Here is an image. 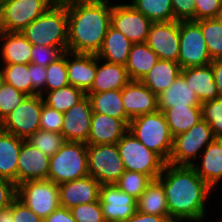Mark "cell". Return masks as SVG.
Masks as SVG:
<instances>
[{
    "label": "cell",
    "mask_w": 222,
    "mask_h": 222,
    "mask_svg": "<svg viewBox=\"0 0 222 222\" xmlns=\"http://www.w3.org/2000/svg\"><path fill=\"white\" fill-rule=\"evenodd\" d=\"M92 114L91 102L87 95L64 112L61 133L65 141L87 143Z\"/></svg>",
    "instance_id": "16"
},
{
    "label": "cell",
    "mask_w": 222,
    "mask_h": 222,
    "mask_svg": "<svg viewBox=\"0 0 222 222\" xmlns=\"http://www.w3.org/2000/svg\"><path fill=\"white\" fill-rule=\"evenodd\" d=\"M122 102L130 119L159 110L157 95L141 81L130 80L122 88Z\"/></svg>",
    "instance_id": "19"
},
{
    "label": "cell",
    "mask_w": 222,
    "mask_h": 222,
    "mask_svg": "<svg viewBox=\"0 0 222 222\" xmlns=\"http://www.w3.org/2000/svg\"><path fill=\"white\" fill-rule=\"evenodd\" d=\"M4 84H5V79L3 74V68L0 67V89L3 87Z\"/></svg>",
    "instance_id": "55"
},
{
    "label": "cell",
    "mask_w": 222,
    "mask_h": 222,
    "mask_svg": "<svg viewBox=\"0 0 222 222\" xmlns=\"http://www.w3.org/2000/svg\"><path fill=\"white\" fill-rule=\"evenodd\" d=\"M210 64L214 72V80L218 88L219 97H222V59L212 60Z\"/></svg>",
    "instance_id": "53"
},
{
    "label": "cell",
    "mask_w": 222,
    "mask_h": 222,
    "mask_svg": "<svg viewBox=\"0 0 222 222\" xmlns=\"http://www.w3.org/2000/svg\"><path fill=\"white\" fill-rule=\"evenodd\" d=\"M175 21H195V0H171Z\"/></svg>",
    "instance_id": "47"
},
{
    "label": "cell",
    "mask_w": 222,
    "mask_h": 222,
    "mask_svg": "<svg viewBox=\"0 0 222 222\" xmlns=\"http://www.w3.org/2000/svg\"><path fill=\"white\" fill-rule=\"evenodd\" d=\"M181 74L179 63L159 59L151 70L140 80L154 94L165 91Z\"/></svg>",
    "instance_id": "29"
},
{
    "label": "cell",
    "mask_w": 222,
    "mask_h": 222,
    "mask_svg": "<svg viewBox=\"0 0 222 222\" xmlns=\"http://www.w3.org/2000/svg\"><path fill=\"white\" fill-rule=\"evenodd\" d=\"M89 175L102 184H115L126 171L117 144H87Z\"/></svg>",
    "instance_id": "7"
},
{
    "label": "cell",
    "mask_w": 222,
    "mask_h": 222,
    "mask_svg": "<svg viewBox=\"0 0 222 222\" xmlns=\"http://www.w3.org/2000/svg\"><path fill=\"white\" fill-rule=\"evenodd\" d=\"M2 59L4 64H30L33 45L21 32L0 31Z\"/></svg>",
    "instance_id": "27"
},
{
    "label": "cell",
    "mask_w": 222,
    "mask_h": 222,
    "mask_svg": "<svg viewBox=\"0 0 222 222\" xmlns=\"http://www.w3.org/2000/svg\"><path fill=\"white\" fill-rule=\"evenodd\" d=\"M97 57L96 76L91 88L86 93H101L109 90L122 89L129 82L125 65L105 62L99 65Z\"/></svg>",
    "instance_id": "23"
},
{
    "label": "cell",
    "mask_w": 222,
    "mask_h": 222,
    "mask_svg": "<svg viewBox=\"0 0 222 222\" xmlns=\"http://www.w3.org/2000/svg\"><path fill=\"white\" fill-rule=\"evenodd\" d=\"M202 164L191 166L197 174L213 189L222 179V138H215L202 150Z\"/></svg>",
    "instance_id": "24"
},
{
    "label": "cell",
    "mask_w": 222,
    "mask_h": 222,
    "mask_svg": "<svg viewBox=\"0 0 222 222\" xmlns=\"http://www.w3.org/2000/svg\"><path fill=\"white\" fill-rule=\"evenodd\" d=\"M152 179L143 173L134 171H125L115 185L122 191L126 192L136 200L146 190Z\"/></svg>",
    "instance_id": "39"
},
{
    "label": "cell",
    "mask_w": 222,
    "mask_h": 222,
    "mask_svg": "<svg viewBox=\"0 0 222 222\" xmlns=\"http://www.w3.org/2000/svg\"><path fill=\"white\" fill-rule=\"evenodd\" d=\"M157 100L161 112L171 107L201 106L193 89L181 75L165 91L157 95Z\"/></svg>",
    "instance_id": "25"
},
{
    "label": "cell",
    "mask_w": 222,
    "mask_h": 222,
    "mask_svg": "<svg viewBox=\"0 0 222 222\" xmlns=\"http://www.w3.org/2000/svg\"><path fill=\"white\" fill-rule=\"evenodd\" d=\"M136 199L115 184H102L99 202L106 222H126L137 211Z\"/></svg>",
    "instance_id": "14"
},
{
    "label": "cell",
    "mask_w": 222,
    "mask_h": 222,
    "mask_svg": "<svg viewBox=\"0 0 222 222\" xmlns=\"http://www.w3.org/2000/svg\"><path fill=\"white\" fill-rule=\"evenodd\" d=\"M62 124L63 113L44 103L41 110L40 129L61 133Z\"/></svg>",
    "instance_id": "45"
},
{
    "label": "cell",
    "mask_w": 222,
    "mask_h": 222,
    "mask_svg": "<svg viewBox=\"0 0 222 222\" xmlns=\"http://www.w3.org/2000/svg\"><path fill=\"white\" fill-rule=\"evenodd\" d=\"M24 139L0 128V176L17 186V162Z\"/></svg>",
    "instance_id": "26"
},
{
    "label": "cell",
    "mask_w": 222,
    "mask_h": 222,
    "mask_svg": "<svg viewBox=\"0 0 222 222\" xmlns=\"http://www.w3.org/2000/svg\"><path fill=\"white\" fill-rule=\"evenodd\" d=\"M126 222H174L170 216H159L136 211Z\"/></svg>",
    "instance_id": "52"
},
{
    "label": "cell",
    "mask_w": 222,
    "mask_h": 222,
    "mask_svg": "<svg viewBox=\"0 0 222 222\" xmlns=\"http://www.w3.org/2000/svg\"><path fill=\"white\" fill-rule=\"evenodd\" d=\"M132 44L123 33L110 26L96 56L109 63L126 65Z\"/></svg>",
    "instance_id": "28"
},
{
    "label": "cell",
    "mask_w": 222,
    "mask_h": 222,
    "mask_svg": "<svg viewBox=\"0 0 222 222\" xmlns=\"http://www.w3.org/2000/svg\"><path fill=\"white\" fill-rule=\"evenodd\" d=\"M66 67L69 85L79 88L86 93L91 88L96 76L97 56L96 54L67 51Z\"/></svg>",
    "instance_id": "20"
},
{
    "label": "cell",
    "mask_w": 222,
    "mask_h": 222,
    "mask_svg": "<svg viewBox=\"0 0 222 222\" xmlns=\"http://www.w3.org/2000/svg\"><path fill=\"white\" fill-rule=\"evenodd\" d=\"M89 175L87 144L67 142L50 157L47 180L57 185Z\"/></svg>",
    "instance_id": "5"
},
{
    "label": "cell",
    "mask_w": 222,
    "mask_h": 222,
    "mask_svg": "<svg viewBox=\"0 0 222 222\" xmlns=\"http://www.w3.org/2000/svg\"><path fill=\"white\" fill-rule=\"evenodd\" d=\"M46 85L45 91H53L62 87L68 86V76L66 67V52H64L58 59L50 63L46 67Z\"/></svg>",
    "instance_id": "40"
},
{
    "label": "cell",
    "mask_w": 222,
    "mask_h": 222,
    "mask_svg": "<svg viewBox=\"0 0 222 222\" xmlns=\"http://www.w3.org/2000/svg\"><path fill=\"white\" fill-rule=\"evenodd\" d=\"M202 30L209 56L212 60L222 59V22L219 18L195 21Z\"/></svg>",
    "instance_id": "36"
},
{
    "label": "cell",
    "mask_w": 222,
    "mask_h": 222,
    "mask_svg": "<svg viewBox=\"0 0 222 222\" xmlns=\"http://www.w3.org/2000/svg\"><path fill=\"white\" fill-rule=\"evenodd\" d=\"M158 60V55L146 43L132 44L125 65L130 80L140 81Z\"/></svg>",
    "instance_id": "31"
},
{
    "label": "cell",
    "mask_w": 222,
    "mask_h": 222,
    "mask_svg": "<svg viewBox=\"0 0 222 222\" xmlns=\"http://www.w3.org/2000/svg\"><path fill=\"white\" fill-rule=\"evenodd\" d=\"M43 104L44 100L40 94L28 96L0 122V128L26 140L40 129Z\"/></svg>",
    "instance_id": "11"
},
{
    "label": "cell",
    "mask_w": 222,
    "mask_h": 222,
    "mask_svg": "<svg viewBox=\"0 0 222 222\" xmlns=\"http://www.w3.org/2000/svg\"><path fill=\"white\" fill-rule=\"evenodd\" d=\"M16 197L42 219L60 207L59 186L51 180L22 182Z\"/></svg>",
    "instance_id": "10"
},
{
    "label": "cell",
    "mask_w": 222,
    "mask_h": 222,
    "mask_svg": "<svg viewBox=\"0 0 222 222\" xmlns=\"http://www.w3.org/2000/svg\"><path fill=\"white\" fill-rule=\"evenodd\" d=\"M201 27L195 21H179V57L181 69L210 64Z\"/></svg>",
    "instance_id": "12"
},
{
    "label": "cell",
    "mask_w": 222,
    "mask_h": 222,
    "mask_svg": "<svg viewBox=\"0 0 222 222\" xmlns=\"http://www.w3.org/2000/svg\"><path fill=\"white\" fill-rule=\"evenodd\" d=\"M13 222H43V219L21 202L17 197L12 201Z\"/></svg>",
    "instance_id": "48"
},
{
    "label": "cell",
    "mask_w": 222,
    "mask_h": 222,
    "mask_svg": "<svg viewBox=\"0 0 222 222\" xmlns=\"http://www.w3.org/2000/svg\"><path fill=\"white\" fill-rule=\"evenodd\" d=\"M128 130L149 150L157 153L168 163L173 137L161 111L158 110L131 119Z\"/></svg>",
    "instance_id": "4"
},
{
    "label": "cell",
    "mask_w": 222,
    "mask_h": 222,
    "mask_svg": "<svg viewBox=\"0 0 222 222\" xmlns=\"http://www.w3.org/2000/svg\"><path fill=\"white\" fill-rule=\"evenodd\" d=\"M54 0H3L0 2V31L21 32L41 16Z\"/></svg>",
    "instance_id": "9"
},
{
    "label": "cell",
    "mask_w": 222,
    "mask_h": 222,
    "mask_svg": "<svg viewBox=\"0 0 222 222\" xmlns=\"http://www.w3.org/2000/svg\"><path fill=\"white\" fill-rule=\"evenodd\" d=\"M86 93L72 85L62 87L53 91H48L46 96H42L44 103L59 112H66L75 104L81 101Z\"/></svg>",
    "instance_id": "34"
},
{
    "label": "cell",
    "mask_w": 222,
    "mask_h": 222,
    "mask_svg": "<svg viewBox=\"0 0 222 222\" xmlns=\"http://www.w3.org/2000/svg\"><path fill=\"white\" fill-rule=\"evenodd\" d=\"M152 23L131 3L112 6L111 26L123 33L133 44L146 42Z\"/></svg>",
    "instance_id": "13"
},
{
    "label": "cell",
    "mask_w": 222,
    "mask_h": 222,
    "mask_svg": "<svg viewBox=\"0 0 222 222\" xmlns=\"http://www.w3.org/2000/svg\"><path fill=\"white\" fill-rule=\"evenodd\" d=\"M195 21L218 18L222 13V0H195Z\"/></svg>",
    "instance_id": "46"
},
{
    "label": "cell",
    "mask_w": 222,
    "mask_h": 222,
    "mask_svg": "<svg viewBox=\"0 0 222 222\" xmlns=\"http://www.w3.org/2000/svg\"><path fill=\"white\" fill-rule=\"evenodd\" d=\"M64 52L55 46L33 45L31 63L47 67L58 59Z\"/></svg>",
    "instance_id": "44"
},
{
    "label": "cell",
    "mask_w": 222,
    "mask_h": 222,
    "mask_svg": "<svg viewBox=\"0 0 222 222\" xmlns=\"http://www.w3.org/2000/svg\"><path fill=\"white\" fill-rule=\"evenodd\" d=\"M109 0H70L63 2L68 15L67 51L97 54L111 26Z\"/></svg>",
    "instance_id": "2"
},
{
    "label": "cell",
    "mask_w": 222,
    "mask_h": 222,
    "mask_svg": "<svg viewBox=\"0 0 222 222\" xmlns=\"http://www.w3.org/2000/svg\"><path fill=\"white\" fill-rule=\"evenodd\" d=\"M50 158L23 141L17 162V185L29 180H47Z\"/></svg>",
    "instance_id": "18"
},
{
    "label": "cell",
    "mask_w": 222,
    "mask_h": 222,
    "mask_svg": "<svg viewBox=\"0 0 222 222\" xmlns=\"http://www.w3.org/2000/svg\"><path fill=\"white\" fill-rule=\"evenodd\" d=\"M29 95L5 83L0 89V122Z\"/></svg>",
    "instance_id": "42"
},
{
    "label": "cell",
    "mask_w": 222,
    "mask_h": 222,
    "mask_svg": "<svg viewBox=\"0 0 222 222\" xmlns=\"http://www.w3.org/2000/svg\"><path fill=\"white\" fill-rule=\"evenodd\" d=\"M220 20H221V22H222V13L219 15V17H218Z\"/></svg>",
    "instance_id": "57"
},
{
    "label": "cell",
    "mask_w": 222,
    "mask_h": 222,
    "mask_svg": "<svg viewBox=\"0 0 222 222\" xmlns=\"http://www.w3.org/2000/svg\"><path fill=\"white\" fill-rule=\"evenodd\" d=\"M162 60L178 63L179 21L153 22L145 42Z\"/></svg>",
    "instance_id": "15"
},
{
    "label": "cell",
    "mask_w": 222,
    "mask_h": 222,
    "mask_svg": "<svg viewBox=\"0 0 222 222\" xmlns=\"http://www.w3.org/2000/svg\"><path fill=\"white\" fill-rule=\"evenodd\" d=\"M157 180L164 188L169 216L174 222L204 218L205 202L212 188L192 166L166 163Z\"/></svg>",
    "instance_id": "1"
},
{
    "label": "cell",
    "mask_w": 222,
    "mask_h": 222,
    "mask_svg": "<svg viewBox=\"0 0 222 222\" xmlns=\"http://www.w3.org/2000/svg\"><path fill=\"white\" fill-rule=\"evenodd\" d=\"M132 6L152 22L174 20L171 0H131Z\"/></svg>",
    "instance_id": "35"
},
{
    "label": "cell",
    "mask_w": 222,
    "mask_h": 222,
    "mask_svg": "<svg viewBox=\"0 0 222 222\" xmlns=\"http://www.w3.org/2000/svg\"><path fill=\"white\" fill-rule=\"evenodd\" d=\"M5 83L17 90L32 96L31 63L30 64H5L3 67Z\"/></svg>",
    "instance_id": "37"
},
{
    "label": "cell",
    "mask_w": 222,
    "mask_h": 222,
    "mask_svg": "<svg viewBox=\"0 0 222 222\" xmlns=\"http://www.w3.org/2000/svg\"><path fill=\"white\" fill-rule=\"evenodd\" d=\"M43 222H77L68 208L59 207L52 212L48 217L43 219Z\"/></svg>",
    "instance_id": "51"
},
{
    "label": "cell",
    "mask_w": 222,
    "mask_h": 222,
    "mask_svg": "<svg viewBox=\"0 0 222 222\" xmlns=\"http://www.w3.org/2000/svg\"><path fill=\"white\" fill-rule=\"evenodd\" d=\"M70 211L77 222H106L99 201L79 204Z\"/></svg>",
    "instance_id": "43"
},
{
    "label": "cell",
    "mask_w": 222,
    "mask_h": 222,
    "mask_svg": "<svg viewBox=\"0 0 222 222\" xmlns=\"http://www.w3.org/2000/svg\"><path fill=\"white\" fill-rule=\"evenodd\" d=\"M55 2H66V1H70V0H54Z\"/></svg>",
    "instance_id": "56"
},
{
    "label": "cell",
    "mask_w": 222,
    "mask_h": 222,
    "mask_svg": "<svg viewBox=\"0 0 222 222\" xmlns=\"http://www.w3.org/2000/svg\"><path fill=\"white\" fill-rule=\"evenodd\" d=\"M89 97L93 113L105 114L121 119L127 126L131 119L125 112L122 102V89L101 93H86Z\"/></svg>",
    "instance_id": "30"
},
{
    "label": "cell",
    "mask_w": 222,
    "mask_h": 222,
    "mask_svg": "<svg viewBox=\"0 0 222 222\" xmlns=\"http://www.w3.org/2000/svg\"><path fill=\"white\" fill-rule=\"evenodd\" d=\"M26 141L38 148L44 155L52 157L65 143L62 133L39 129Z\"/></svg>",
    "instance_id": "38"
},
{
    "label": "cell",
    "mask_w": 222,
    "mask_h": 222,
    "mask_svg": "<svg viewBox=\"0 0 222 222\" xmlns=\"http://www.w3.org/2000/svg\"><path fill=\"white\" fill-rule=\"evenodd\" d=\"M58 186L61 207L71 209L79 204L99 201L101 184L90 175Z\"/></svg>",
    "instance_id": "17"
},
{
    "label": "cell",
    "mask_w": 222,
    "mask_h": 222,
    "mask_svg": "<svg viewBox=\"0 0 222 222\" xmlns=\"http://www.w3.org/2000/svg\"><path fill=\"white\" fill-rule=\"evenodd\" d=\"M201 114L214 136L222 138V97L201 103Z\"/></svg>",
    "instance_id": "41"
},
{
    "label": "cell",
    "mask_w": 222,
    "mask_h": 222,
    "mask_svg": "<svg viewBox=\"0 0 222 222\" xmlns=\"http://www.w3.org/2000/svg\"><path fill=\"white\" fill-rule=\"evenodd\" d=\"M172 137L187 132L202 119L201 106L171 107L162 111Z\"/></svg>",
    "instance_id": "32"
},
{
    "label": "cell",
    "mask_w": 222,
    "mask_h": 222,
    "mask_svg": "<svg viewBox=\"0 0 222 222\" xmlns=\"http://www.w3.org/2000/svg\"><path fill=\"white\" fill-rule=\"evenodd\" d=\"M180 75L193 89L200 103L219 97L211 64L183 68Z\"/></svg>",
    "instance_id": "22"
},
{
    "label": "cell",
    "mask_w": 222,
    "mask_h": 222,
    "mask_svg": "<svg viewBox=\"0 0 222 222\" xmlns=\"http://www.w3.org/2000/svg\"><path fill=\"white\" fill-rule=\"evenodd\" d=\"M126 171L140 172L156 180L166 162L154 151L149 150L129 130L117 143Z\"/></svg>",
    "instance_id": "6"
},
{
    "label": "cell",
    "mask_w": 222,
    "mask_h": 222,
    "mask_svg": "<svg viewBox=\"0 0 222 222\" xmlns=\"http://www.w3.org/2000/svg\"><path fill=\"white\" fill-rule=\"evenodd\" d=\"M0 222H13L12 203L9 207L0 209Z\"/></svg>",
    "instance_id": "54"
},
{
    "label": "cell",
    "mask_w": 222,
    "mask_h": 222,
    "mask_svg": "<svg viewBox=\"0 0 222 222\" xmlns=\"http://www.w3.org/2000/svg\"><path fill=\"white\" fill-rule=\"evenodd\" d=\"M21 33L32 45L55 46L63 52H67L66 5L62 2H55L41 16L26 26Z\"/></svg>",
    "instance_id": "3"
},
{
    "label": "cell",
    "mask_w": 222,
    "mask_h": 222,
    "mask_svg": "<svg viewBox=\"0 0 222 222\" xmlns=\"http://www.w3.org/2000/svg\"><path fill=\"white\" fill-rule=\"evenodd\" d=\"M16 184L4 177L0 176V209L9 207L12 201L16 198Z\"/></svg>",
    "instance_id": "50"
},
{
    "label": "cell",
    "mask_w": 222,
    "mask_h": 222,
    "mask_svg": "<svg viewBox=\"0 0 222 222\" xmlns=\"http://www.w3.org/2000/svg\"><path fill=\"white\" fill-rule=\"evenodd\" d=\"M215 138L209 124L200 119L187 132L173 137V146L168 163L191 166L194 163L192 160L199 158L197 155L199 151L202 148L204 150Z\"/></svg>",
    "instance_id": "8"
},
{
    "label": "cell",
    "mask_w": 222,
    "mask_h": 222,
    "mask_svg": "<svg viewBox=\"0 0 222 222\" xmlns=\"http://www.w3.org/2000/svg\"><path fill=\"white\" fill-rule=\"evenodd\" d=\"M46 75V67L31 63L32 96L37 94L45 95L43 93L46 85Z\"/></svg>",
    "instance_id": "49"
},
{
    "label": "cell",
    "mask_w": 222,
    "mask_h": 222,
    "mask_svg": "<svg viewBox=\"0 0 222 222\" xmlns=\"http://www.w3.org/2000/svg\"><path fill=\"white\" fill-rule=\"evenodd\" d=\"M137 211L146 214L169 216L166 194L162 184L156 179L146 187V190L136 201Z\"/></svg>",
    "instance_id": "33"
},
{
    "label": "cell",
    "mask_w": 222,
    "mask_h": 222,
    "mask_svg": "<svg viewBox=\"0 0 222 222\" xmlns=\"http://www.w3.org/2000/svg\"><path fill=\"white\" fill-rule=\"evenodd\" d=\"M127 131L128 126L121 119L93 113L86 144H117Z\"/></svg>",
    "instance_id": "21"
}]
</instances>
